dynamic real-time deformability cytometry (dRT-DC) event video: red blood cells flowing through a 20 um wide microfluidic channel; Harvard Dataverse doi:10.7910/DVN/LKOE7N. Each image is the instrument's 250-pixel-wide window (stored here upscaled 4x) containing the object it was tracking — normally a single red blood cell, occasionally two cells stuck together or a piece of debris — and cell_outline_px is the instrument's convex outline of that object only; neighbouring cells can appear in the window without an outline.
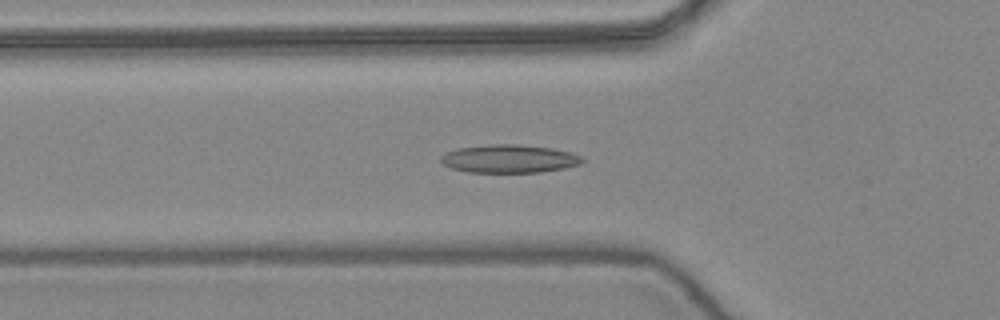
{"species": "common noctule bat (a hibernating species)", "species_latin": "Nyctalus noctula", "temperature_condition": "warm", "stored_images_in_passage": 53, "camera_frame_rate_fps": 3000, "um_per_image_px": 0.085, "animal": {"sex": "female", "body_mass_g": 24.6, "forearm_length_mm": 56.2}, "frame": {"image": 1, "passage_image": 18, "time_ms": 5.667, "image_size_px": [1000, 320], "cell_outline_px": [[584, 160], [580, 164], [564, 168], [540, 172], [468, 172], [452, 168], [444, 164], [440, 160], [440, 156], [448, 152], [460, 148], [492, 144], [516, 144], [552, 148], [568, 152], [580, 156]], "centroid_in_image_um": [43.28, 13.5], "position_along_channel_um": 82.5, "area_um2": 22.89}}
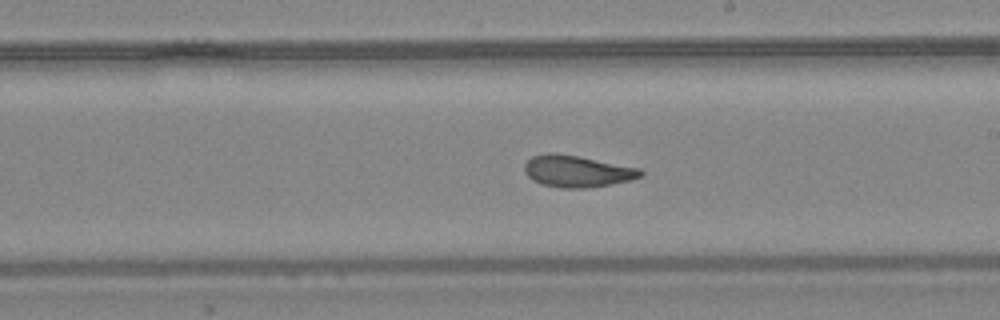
{"frame": {"image": 2, "passage_image": 30, "time_ms": 9.667, "image_size_px": [1000, 320], "cell_outline_px": [[644, 172], [640, 176], [632, 180], [612, 184], [588, 188], [560, 188], [544, 184], [532, 180], [524, 172], [524, 164], [532, 156], [548, 152], [552, 152], [580, 156], [640, 168]], "centroid_in_image_um": [49.05, 14.55], "position_along_channel_um": 239.9, "area_um2": 21.62}}
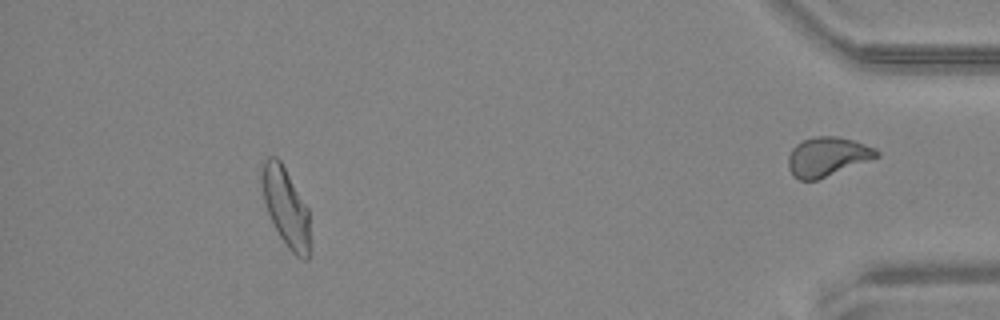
{"frame": {"image": 3, "passage_image": 48, "time_ms": 15.667, "image_size_px": [1000, 320], "cell_outline_px": [[312, 248], [308, 260], [304, 260], [296, 256], [288, 248], [280, 236], [268, 212], [264, 200], [260, 180], [260, 176], [264, 160], [268, 156], [276, 156], [280, 160], [308, 208]], "centroid_in_image_um": [24.33, 17.65], "position_along_channel_um": 410.9, "area_um2": 22.37}, "authors_computed_cell_mechanics": {"area_um2": 21.7328, "velocity_mm_per_s": 3.9113, "shape_relaxation_time_tau1_ms": 6.1157, "shape_relaxation_time_tau2_ms": 1.6564, "deformation_change_tau1": 0.1943, "deformation_change_tau2": 0.0899}}